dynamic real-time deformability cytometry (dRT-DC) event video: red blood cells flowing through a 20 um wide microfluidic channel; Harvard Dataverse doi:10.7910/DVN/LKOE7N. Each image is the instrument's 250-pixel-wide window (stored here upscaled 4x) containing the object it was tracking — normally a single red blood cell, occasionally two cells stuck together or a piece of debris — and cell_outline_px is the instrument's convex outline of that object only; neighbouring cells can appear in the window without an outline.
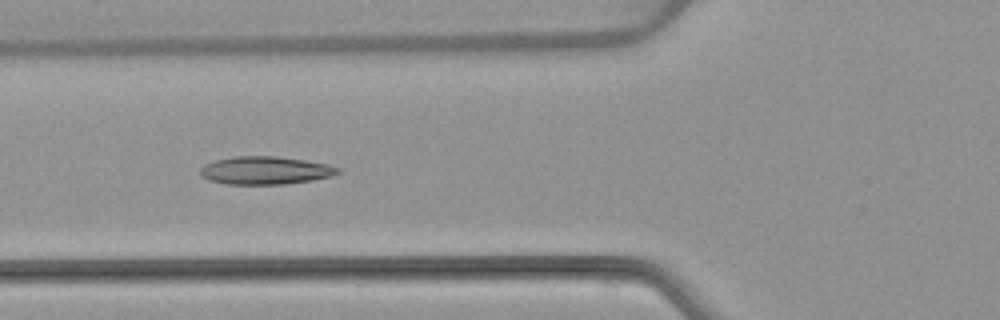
{"species": "common noctule bat (a hibernating species)", "species_latin": "Nyctalus noctula", "temperature_condition": "warm", "stored_images_in_passage": 7, "camera_frame_rate_fps": 3000, "um_per_image_px": 0.085, "animal": {"sex": "female", "body_mass_g": 22.7, "forearm_length_mm": 54.2}, "frame": {"image": 1, "passage_image": 5, "time_ms": 5.667, "image_size_px": [1000, 320], "cell_outline_px": [[340, 172], [332, 176], [312, 180], [284, 184], [228, 184], [208, 180], [200, 176], [200, 168], [204, 164], [216, 160], [236, 156], [276, 156], [304, 160], [328, 164], [340, 168]], "centroid_in_image_um": [22.54, 14.48], "position_along_channel_um": 103.3, "area_um2": 22.43}}
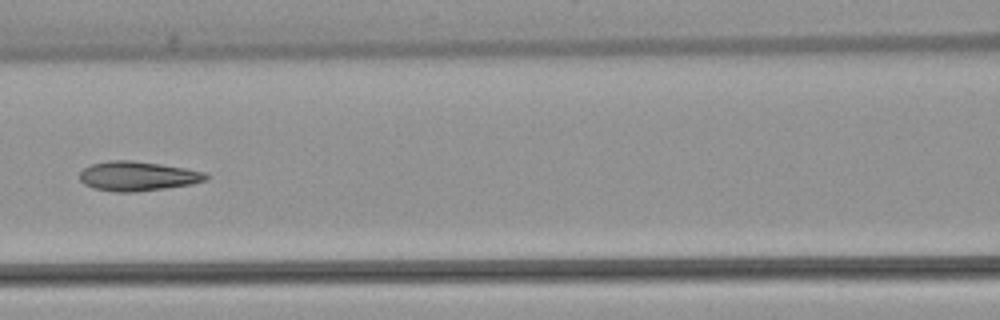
{"frame": {"image": 2, "passage_image": 6, "time_ms": 7.0, "image_size_px": [1000, 320], "cell_outline_px": [[208, 176], [204, 180], [192, 184], [136, 192], [116, 192], [92, 188], [84, 184], [80, 180], [80, 172], [84, 168], [92, 164], [108, 160], [132, 160], [160, 164], [184, 168], [204, 172]], "centroid_in_image_um": [11.65, 14.97], "position_along_channel_um": 155.0, "area_um2": 21.56}}
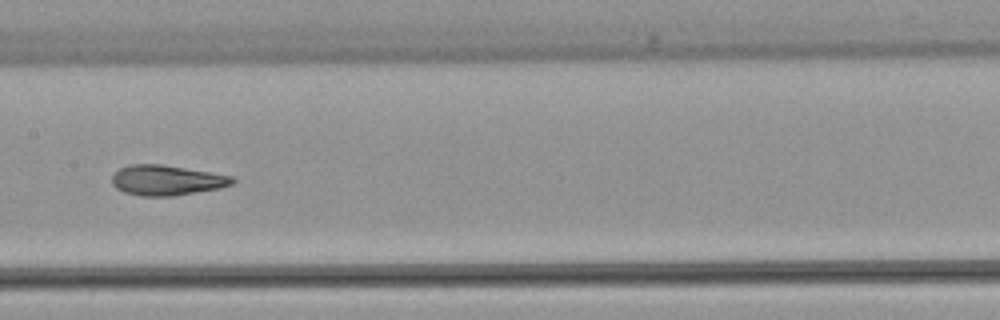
{"frame": {"image": 3, "passage_image": 7, "time_ms": 8.0, "image_size_px": [1000, 320], "cell_outline_px": [[236, 180], [232, 184], [220, 188], [172, 196], [140, 196], [124, 192], [116, 188], [112, 184], [112, 176], [120, 168], [132, 164], [160, 164], [212, 172], [232, 176]], "centroid_in_image_um": [14.17, 15.32], "position_along_channel_um": 193.2, "area_um2": 21.15}}